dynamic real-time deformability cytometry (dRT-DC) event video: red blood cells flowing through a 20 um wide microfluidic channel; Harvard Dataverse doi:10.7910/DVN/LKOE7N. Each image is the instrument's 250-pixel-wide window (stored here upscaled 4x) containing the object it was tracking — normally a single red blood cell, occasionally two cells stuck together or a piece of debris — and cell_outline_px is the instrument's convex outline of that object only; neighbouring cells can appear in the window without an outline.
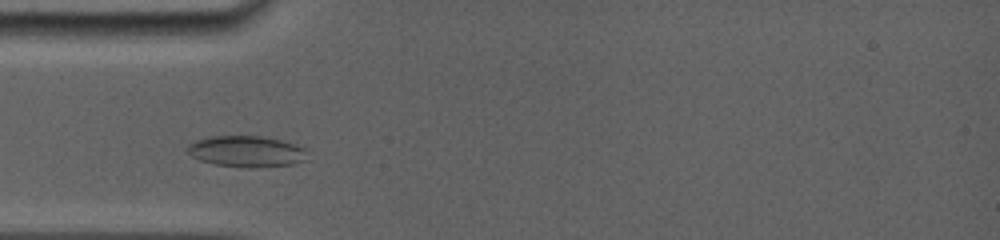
{"species": "common noctule bat (a hibernating species)", "species_latin": "Nyctalus noctula", "temperature_condition": "room temperature", "stored_images_in_passage": 74, "camera_frame_rate_fps": 5000, "um_per_image_px": 0.085, "animal": {"sex": "female", "body_mass_g": 19.0, "forearm_length_mm": 56.7}, "frame": {"image": 1, "passage_image": 1, "time_ms": 0.0, "image_size_px": [1000, 240], "cell_outline_px": [[304, 160], [292, 164], [252, 168], [248, 168], [216, 164], [200, 160], [192, 156], [188, 152], [188, 144], [196, 140], [208, 136], [260, 136], [280, 140], [296, 144], [304, 148]], "centroid_in_image_um": [20.91, 12.86], "position_along_channel_um": 64.1, "area_um2": 21.5}}
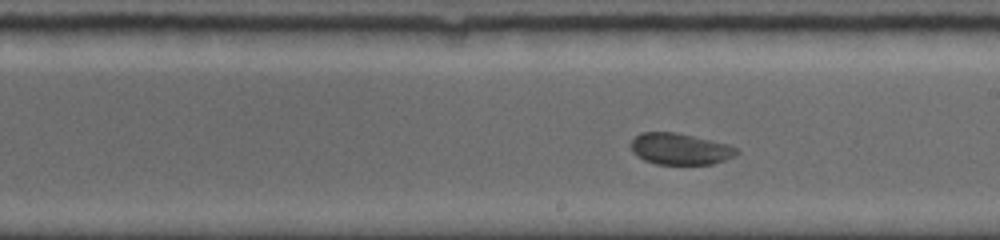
{"frame": {"image": 2, "passage_image": 33, "time_ms": 4.4, "image_size_px": [1000, 240], "cell_outline_px": [[740, 152], [736, 156], [712, 164], [656, 164], [644, 160], [636, 156], [632, 152], [628, 144], [640, 132], [676, 132], [712, 140], [728, 144], [740, 148]], "centroid_in_image_um": [57.8, 12.66], "position_along_channel_um": 231.2, "area_um2": 19.71}}
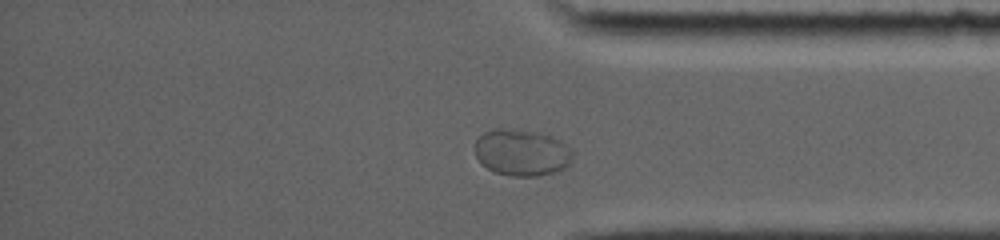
{"frame": {"image": 3, "passage_image": 65, "time_ms": 8.6, "image_size_px": [1000, 240], "cell_outline_px": [[572, 160], [564, 168], [556, 172], [536, 176], [508, 176], [492, 172], [476, 156], [476, 140], [484, 132], [492, 128], [512, 128], [540, 132], [552, 136], [560, 140], [572, 152]], "centroid_in_image_um": [44.34, 12.95], "position_along_channel_um": 390.9, "area_um2": 26.7}}